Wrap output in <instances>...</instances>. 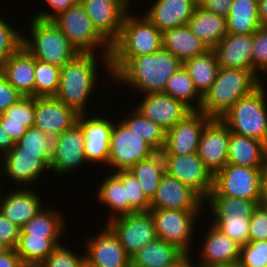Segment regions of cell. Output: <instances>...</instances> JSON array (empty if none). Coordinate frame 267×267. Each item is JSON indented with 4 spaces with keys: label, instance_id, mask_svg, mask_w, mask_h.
<instances>
[{
    "label": "cell",
    "instance_id": "6da1fadb",
    "mask_svg": "<svg viewBox=\"0 0 267 267\" xmlns=\"http://www.w3.org/2000/svg\"><path fill=\"white\" fill-rule=\"evenodd\" d=\"M111 82L134 89L135 94L164 93L166 83L183 63L161 48L149 55L109 57ZM138 93H137V92Z\"/></svg>",
    "mask_w": 267,
    "mask_h": 267
},
{
    "label": "cell",
    "instance_id": "7a4b0ae2",
    "mask_svg": "<svg viewBox=\"0 0 267 267\" xmlns=\"http://www.w3.org/2000/svg\"><path fill=\"white\" fill-rule=\"evenodd\" d=\"M101 62V63H100ZM105 68L107 79L112 78L108 55L78 53L60 70L59 89L55 97L78 114H87V105L96 91L101 74L98 65ZM90 98V99H89Z\"/></svg>",
    "mask_w": 267,
    "mask_h": 267
},
{
    "label": "cell",
    "instance_id": "3957f363",
    "mask_svg": "<svg viewBox=\"0 0 267 267\" xmlns=\"http://www.w3.org/2000/svg\"><path fill=\"white\" fill-rule=\"evenodd\" d=\"M259 86L260 79L250 70L220 67L215 81L202 97L199 111L211 118H220Z\"/></svg>",
    "mask_w": 267,
    "mask_h": 267
},
{
    "label": "cell",
    "instance_id": "277c9868",
    "mask_svg": "<svg viewBox=\"0 0 267 267\" xmlns=\"http://www.w3.org/2000/svg\"><path fill=\"white\" fill-rule=\"evenodd\" d=\"M265 76L260 86L240 98L220 119L231 132L260 140L267 146V91Z\"/></svg>",
    "mask_w": 267,
    "mask_h": 267
},
{
    "label": "cell",
    "instance_id": "5b68a950",
    "mask_svg": "<svg viewBox=\"0 0 267 267\" xmlns=\"http://www.w3.org/2000/svg\"><path fill=\"white\" fill-rule=\"evenodd\" d=\"M30 32L23 33L22 46L35 58L62 68L78 52L69 43L64 33L51 21L32 17Z\"/></svg>",
    "mask_w": 267,
    "mask_h": 267
},
{
    "label": "cell",
    "instance_id": "8992f818",
    "mask_svg": "<svg viewBox=\"0 0 267 267\" xmlns=\"http://www.w3.org/2000/svg\"><path fill=\"white\" fill-rule=\"evenodd\" d=\"M131 12L126 14L119 37L111 44L110 57L149 55L162 48V33L143 14Z\"/></svg>",
    "mask_w": 267,
    "mask_h": 267
},
{
    "label": "cell",
    "instance_id": "52a82bcc",
    "mask_svg": "<svg viewBox=\"0 0 267 267\" xmlns=\"http://www.w3.org/2000/svg\"><path fill=\"white\" fill-rule=\"evenodd\" d=\"M51 21L64 33L78 53H94L110 57L111 44L93 26L80 1L60 12Z\"/></svg>",
    "mask_w": 267,
    "mask_h": 267
},
{
    "label": "cell",
    "instance_id": "ba28073f",
    "mask_svg": "<svg viewBox=\"0 0 267 267\" xmlns=\"http://www.w3.org/2000/svg\"><path fill=\"white\" fill-rule=\"evenodd\" d=\"M204 210L150 209L159 239L177 246L186 255L193 252L191 244ZM199 218V219H198ZM193 239V240H192ZM191 250V251H190ZM190 251V252H189Z\"/></svg>",
    "mask_w": 267,
    "mask_h": 267
},
{
    "label": "cell",
    "instance_id": "9c48e42d",
    "mask_svg": "<svg viewBox=\"0 0 267 267\" xmlns=\"http://www.w3.org/2000/svg\"><path fill=\"white\" fill-rule=\"evenodd\" d=\"M120 118L118 122L114 120L111 131L108 168H106L110 172L129 170L134 164L156 153L148 143L131 132Z\"/></svg>",
    "mask_w": 267,
    "mask_h": 267
},
{
    "label": "cell",
    "instance_id": "30bf717a",
    "mask_svg": "<svg viewBox=\"0 0 267 267\" xmlns=\"http://www.w3.org/2000/svg\"><path fill=\"white\" fill-rule=\"evenodd\" d=\"M261 169L226 164L214 175L213 189L222 196L248 199L259 204Z\"/></svg>",
    "mask_w": 267,
    "mask_h": 267
},
{
    "label": "cell",
    "instance_id": "8fae6325",
    "mask_svg": "<svg viewBox=\"0 0 267 267\" xmlns=\"http://www.w3.org/2000/svg\"><path fill=\"white\" fill-rule=\"evenodd\" d=\"M105 224L114 232L130 257L144 245L158 238L149 211L119 216Z\"/></svg>",
    "mask_w": 267,
    "mask_h": 267
},
{
    "label": "cell",
    "instance_id": "7c38bea8",
    "mask_svg": "<svg viewBox=\"0 0 267 267\" xmlns=\"http://www.w3.org/2000/svg\"><path fill=\"white\" fill-rule=\"evenodd\" d=\"M165 172L195 190L204 200L214 185V175L198 153L187 155H162Z\"/></svg>",
    "mask_w": 267,
    "mask_h": 267
},
{
    "label": "cell",
    "instance_id": "4fadbf2b",
    "mask_svg": "<svg viewBox=\"0 0 267 267\" xmlns=\"http://www.w3.org/2000/svg\"><path fill=\"white\" fill-rule=\"evenodd\" d=\"M84 146V132L78 123L54 137L53 155L49 165L50 172L56 173L58 176L60 174L61 177L70 172L73 173L82 165H88Z\"/></svg>",
    "mask_w": 267,
    "mask_h": 267
},
{
    "label": "cell",
    "instance_id": "5bb4252c",
    "mask_svg": "<svg viewBox=\"0 0 267 267\" xmlns=\"http://www.w3.org/2000/svg\"><path fill=\"white\" fill-rule=\"evenodd\" d=\"M79 114L77 123L81 126L85 136V158L88 163L108 166L110 153V139L113 128V119L106 115ZM105 116V117H103Z\"/></svg>",
    "mask_w": 267,
    "mask_h": 267
},
{
    "label": "cell",
    "instance_id": "9a60e30c",
    "mask_svg": "<svg viewBox=\"0 0 267 267\" xmlns=\"http://www.w3.org/2000/svg\"><path fill=\"white\" fill-rule=\"evenodd\" d=\"M212 119L201 111H192L166 131V142L161 154L187 155L196 153L202 132Z\"/></svg>",
    "mask_w": 267,
    "mask_h": 267
},
{
    "label": "cell",
    "instance_id": "2e32d148",
    "mask_svg": "<svg viewBox=\"0 0 267 267\" xmlns=\"http://www.w3.org/2000/svg\"><path fill=\"white\" fill-rule=\"evenodd\" d=\"M96 30L112 44L120 34L126 14L131 10L125 0H79Z\"/></svg>",
    "mask_w": 267,
    "mask_h": 267
},
{
    "label": "cell",
    "instance_id": "e0dca14e",
    "mask_svg": "<svg viewBox=\"0 0 267 267\" xmlns=\"http://www.w3.org/2000/svg\"><path fill=\"white\" fill-rule=\"evenodd\" d=\"M84 240L85 258L97 267H131V258L114 232L104 223L102 229Z\"/></svg>",
    "mask_w": 267,
    "mask_h": 267
},
{
    "label": "cell",
    "instance_id": "ac0fdd59",
    "mask_svg": "<svg viewBox=\"0 0 267 267\" xmlns=\"http://www.w3.org/2000/svg\"><path fill=\"white\" fill-rule=\"evenodd\" d=\"M51 159L50 154L6 153L3 155V173L10 183L17 184V188L21 185L31 188L38 183L41 175L50 171Z\"/></svg>",
    "mask_w": 267,
    "mask_h": 267
},
{
    "label": "cell",
    "instance_id": "d6986e66",
    "mask_svg": "<svg viewBox=\"0 0 267 267\" xmlns=\"http://www.w3.org/2000/svg\"><path fill=\"white\" fill-rule=\"evenodd\" d=\"M205 200L191 187L165 173L150 209L205 210Z\"/></svg>",
    "mask_w": 267,
    "mask_h": 267
},
{
    "label": "cell",
    "instance_id": "ffe728a7",
    "mask_svg": "<svg viewBox=\"0 0 267 267\" xmlns=\"http://www.w3.org/2000/svg\"><path fill=\"white\" fill-rule=\"evenodd\" d=\"M206 236L199 247L197 263L193 267L233 265L239 262L240 247L236 241L222 233L212 223L207 226Z\"/></svg>",
    "mask_w": 267,
    "mask_h": 267
},
{
    "label": "cell",
    "instance_id": "44dd1931",
    "mask_svg": "<svg viewBox=\"0 0 267 267\" xmlns=\"http://www.w3.org/2000/svg\"><path fill=\"white\" fill-rule=\"evenodd\" d=\"M79 114L55 96L35 97L34 126L56 137L73 127Z\"/></svg>",
    "mask_w": 267,
    "mask_h": 267
},
{
    "label": "cell",
    "instance_id": "7402d4cb",
    "mask_svg": "<svg viewBox=\"0 0 267 267\" xmlns=\"http://www.w3.org/2000/svg\"><path fill=\"white\" fill-rule=\"evenodd\" d=\"M140 98L134 108L166 131L192 112L184 103L165 93L141 94Z\"/></svg>",
    "mask_w": 267,
    "mask_h": 267
},
{
    "label": "cell",
    "instance_id": "603a6c76",
    "mask_svg": "<svg viewBox=\"0 0 267 267\" xmlns=\"http://www.w3.org/2000/svg\"><path fill=\"white\" fill-rule=\"evenodd\" d=\"M230 134L220 118H213L202 132L197 153L213 175L227 164Z\"/></svg>",
    "mask_w": 267,
    "mask_h": 267
},
{
    "label": "cell",
    "instance_id": "cb8c5ba5",
    "mask_svg": "<svg viewBox=\"0 0 267 267\" xmlns=\"http://www.w3.org/2000/svg\"><path fill=\"white\" fill-rule=\"evenodd\" d=\"M33 189L32 187H16L7 193L4 189L0 190V212L20 228L45 206L40 194L36 190L34 192ZM2 190L5 191L4 194Z\"/></svg>",
    "mask_w": 267,
    "mask_h": 267
},
{
    "label": "cell",
    "instance_id": "d4e9b609",
    "mask_svg": "<svg viewBox=\"0 0 267 267\" xmlns=\"http://www.w3.org/2000/svg\"><path fill=\"white\" fill-rule=\"evenodd\" d=\"M143 13L161 32L185 25L197 7V0H155Z\"/></svg>",
    "mask_w": 267,
    "mask_h": 267
},
{
    "label": "cell",
    "instance_id": "484cf974",
    "mask_svg": "<svg viewBox=\"0 0 267 267\" xmlns=\"http://www.w3.org/2000/svg\"><path fill=\"white\" fill-rule=\"evenodd\" d=\"M253 34L227 33L222 41L217 44L215 51L221 68H234L250 70L252 66Z\"/></svg>",
    "mask_w": 267,
    "mask_h": 267
},
{
    "label": "cell",
    "instance_id": "4316f807",
    "mask_svg": "<svg viewBox=\"0 0 267 267\" xmlns=\"http://www.w3.org/2000/svg\"><path fill=\"white\" fill-rule=\"evenodd\" d=\"M1 72L23 96L35 97V58L23 46L10 56Z\"/></svg>",
    "mask_w": 267,
    "mask_h": 267
},
{
    "label": "cell",
    "instance_id": "83f0119b",
    "mask_svg": "<svg viewBox=\"0 0 267 267\" xmlns=\"http://www.w3.org/2000/svg\"><path fill=\"white\" fill-rule=\"evenodd\" d=\"M267 160V146L260 140L231 132L227 164L263 168Z\"/></svg>",
    "mask_w": 267,
    "mask_h": 267
},
{
    "label": "cell",
    "instance_id": "f1b7e54d",
    "mask_svg": "<svg viewBox=\"0 0 267 267\" xmlns=\"http://www.w3.org/2000/svg\"><path fill=\"white\" fill-rule=\"evenodd\" d=\"M187 25L208 49H213L227 35L226 17L198 5Z\"/></svg>",
    "mask_w": 267,
    "mask_h": 267
},
{
    "label": "cell",
    "instance_id": "f546056e",
    "mask_svg": "<svg viewBox=\"0 0 267 267\" xmlns=\"http://www.w3.org/2000/svg\"><path fill=\"white\" fill-rule=\"evenodd\" d=\"M185 255L177 246L157 238L130 257L131 267H170Z\"/></svg>",
    "mask_w": 267,
    "mask_h": 267
},
{
    "label": "cell",
    "instance_id": "4dcf8cb0",
    "mask_svg": "<svg viewBox=\"0 0 267 267\" xmlns=\"http://www.w3.org/2000/svg\"><path fill=\"white\" fill-rule=\"evenodd\" d=\"M162 48L182 63L208 50L204 43L191 32L187 24L163 32Z\"/></svg>",
    "mask_w": 267,
    "mask_h": 267
},
{
    "label": "cell",
    "instance_id": "1f68e13d",
    "mask_svg": "<svg viewBox=\"0 0 267 267\" xmlns=\"http://www.w3.org/2000/svg\"><path fill=\"white\" fill-rule=\"evenodd\" d=\"M204 205H207V208L209 206L213 219H244L251 217L258 203L243 198L222 196L212 189Z\"/></svg>",
    "mask_w": 267,
    "mask_h": 267
},
{
    "label": "cell",
    "instance_id": "d6a6232c",
    "mask_svg": "<svg viewBox=\"0 0 267 267\" xmlns=\"http://www.w3.org/2000/svg\"><path fill=\"white\" fill-rule=\"evenodd\" d=\"M183 66L192 79L195 89L202 97L215 81L220 68L213 49H208L202 55L184 61Z\"/></svg>",
    "mask_w": 267,
    "mask_h": 267
},
{
    "label": "cell",
    "instance_id": "836d02e7",
    "mask_svg": "<svg viewBox=\"0 0 267 267\" xmlns=\"http://www.w3.org/2000/svg\"><path fill=\"white\" fill-rule=\"evenodd\" d=\"M61 241V238L20 234L15 250L25 267H38L58 245L63 243Z\"/></svg>",
    "mask_w": 267,
    "mask_h": 267
},
{
    "label": "cell",
    "instance_id": "e575fe53",
    "mask_svg": "<svg viewBox=\"0 0 267 267\" xmlns=\"http://www.w3.org/2000/svg\"><path fill=\"white\" fill-rule=\"evenodd\" d=\"M105 177L96 187L95 200L108 207L110 215L106 218L108 220L104 221L106 223L113 218L128 215V200L122 182L111 172Z\"/></svg>",
    "mask_w": 267,
    "mask_h": 267
},
{
    "label": "cell",
    "instance_id": "d590c367",
    "mask_svg": "<svg viewBox=\"0 0 267 267\" xmlns=\"http://www.w3.org/2000/svg\"><path fill=\"white\" fill-rule=\"evenodd\" d=\"M227 33L254 34L261 27L258 0H234L226 17Z\"/></svg>",
    "mask_w": 267,
    "mask_h": 267
},
{
    "label": "cell",
    "instance_id": "8d00e7d4",
    "mask_svg": "<svg viewBox=\"0 0 267 267\" xmlns=\"http://www.w3.org/2000/svg\"><path fill=\"white\" fill-rule=\"evenodd\" d=\"M57 209L44 206L29 222L21 228V234L44 236L45 238H64L67 229L65 217ZM66 228V229H65Z\"/></svg>",
    "mask_w": 267,
    "mask_h": 267
},
{
    "label": "cell",
    "instance_id": "74e56055",
    "mask_svg": "<svg viewBox=\"0 0 267 267\" xmlns=\"http://www.w3.org/2000/svg\"><path fill=\"white\" fill-rule=\"evenodd\" d=\"M140 183L146 197L151 201L165 172V162L161 152L134 164L129 170Z\"/></svg>",
    "mask_w": 267,
    "mask_h": 267
},
{
    "label": "cell",
    "instance_id": "f35d334b",
    "mask_svg": "<svg viewBox=\"0 0 267 267\" xmlns=\"http://www.w3.org/2000/svg\"><path fill=\"white\" fill-rule=\"evenodd\" d=\"M125 118L120 119L131 132L137 134L156 152L164 149L166 130L152 120L144 117L137 109L130 108Z\"/></svg>",
    "mask_w": 267,
    "mask_h": 267
},
{
    "label": "cell",
    "instance_id": "ab89813d",
    "mask_svg": "<svg viewBox=\"0 0 267 267\" xmlns=\"http://www.w3.org/2000/svg\"><path fill=\"white\" fill-rule=\"evenodd\" d=\"M164 93L181 101L192 111L200 110L202 96L195 89L193 81L184 66L170 76Z\"/></svg>",
    "mask_w": 267,
    "mask_h": 267
},
{
    "label": "cell",
    "instance_id": "60d3db41",
    "mask_svg": "<svg viewBox=\"0 0 267 267\" xmlns=\"http://www.w3.org/2000/svg\"><path fill=\"white\" fill-rule=\"evenodd\" d=\"M54 137L32 126L15 143L8 153H30L53 155Z\"/></svg>",
    "mask_w": 267,
    "mask_h": 267
},
{
    "label": "cell",
    "instance_id": "b9f144b4",
    "mask_svg": "<svg viewBox=\"0 0 267 267\" xmlns=\"http://www.w3.org/2000/svg\"><path fill=\"white\" fill-rule=\"evenodd\" d=\"M125 187L126 200H128V214L147 212L150 210V200L146 197L137 178L128 170L112 172Z\"/></svg>",
    "mask_w": 267,
    "mask_h": 267
},
{
    "label": "cell",
    "instance_id": "7bdbcfd3",
    "mask_svg": "<svg viewBox=\"0 0 267 267\" xmlns=\"http://www.w3.org/2000/svg\"><path fill=\"white\" fill-rule=\"evenodd\" d=\"M60 70L61 68L35 59V97L55 96L59 89Z\"/></svg>",
    "mask_w": 267,
    "mask_h": 267
},
{
    "label": "cell",
    "instance_id": "ee69618b",
    "mask_svg": "<svg viewBox=\"0 0 267 267\" xmlns=\"http://www.w3.org/2000/svg\"><path fill=\"white\" fill-rule=\"evenodd\" d=\"M0 15V71L10 56L15 53L23 42V34L16 26L10 24Z\"/></svg>",
    "mask_w": 267,
    "mask_h": 267
},
{
    "label": "cell",
    "instance_id": "f6af8a7d",
    "mask_svg": "<svg viewBox=\"0 0 267 267\" xmlns=\"http://www.w3.org/2000/svg\"><path fill=\"white\" fill-rule=\"evenodd\" d=\"M3 114L6 116V123L23 124L27 128L34 126L35 97L23 96Z\"/></svg>",
    "mask_w": 267,
    "mask_h": 267
},
{
    "label": "cell",
    "instance_id": "bcb514c9",
    "mask_svg": "<svg viewBox=\"0 0 267 267\" xmlns=\"http://www.w3.org/2000/svg\"><path fill=\"white\" fill-rule=\"evenodd\" d=\"M251 55L253 73L260 79L267 71V26L254 32Z\"/></svg>",
    "mask_w": 267,
    "mask_h": 267
},
{
    "label": "cell",
    "instance_id": "7dc6e473",
    "mask_svg": "<svg viewBox=\"0 0 267 267\" xmlns=\"http://www.w3.org/2000/svg\"><path fill=\"white\" fill-rule=\"evenodd\" d=\"M251 217L244 219H212V223L222 233L240 245L249 242V223Z\"/></svg>",
    "mask_w": 267,
    "mask_h": 267
},
{
    "label": "cell",
    "instance_id": "c3c4849f",
    "mask_svg": "<svg viewBox=\"0 0 267 267\" xmlns=\"http://www.w3.org/2000/svg\"><path fill=\"white\" fill-rule=\"evenodd\" d=\"M238 264L240 267H267V240L241 245Z\"/></svg>",
    "mask_w": 267,
    "mask_h": 267
},
{
    "label": "cell",
    "instance_id": "681fc988",
    "mask_svg": "<svg viewBox=\"0 0 267 267\" xmlns=\"http://www.w3.org/2000/svg\"><path fill=\"white\" fill-rule=\"evenodd\" d=\"M67 244L58 245L38 267H80L85 253H76Z\"/></svg>",
    "mask_w": 267,
    "mask_h": 267
},
{
    "label": "cell",
    "instance_id": "f907efd6",
    "mask_svg": "<svg viewBox=\"0 0 267 267\" xmlns=\"http://www.w3.org/2000/svg\"><path fill=\"white\" fill-rule=\"evenodd\" d=\"M267 240V207L258 204L249 223V242Z\"/></svg>",
    "mask_w": 267,
    "mask_h": 267
},
{
    "label": "cell",
    "instance_id": "816d5d0a",
    "mask_svg": "<svg viewBox=\"0 0 267 267\" xmlns=\"http://www.w3.org/2000/svg\"><path fill=\"white\" fill-rule=\"evenodd\" d=\"M20 234L21 228L18 225L13 224L0 212V241L9 249H15Z\"/></svg>",
    "mask_w": 267,
    "mask_h": 267
},
{
    "label": "cell",
    "instance_id": "f5cc1de1",
    "mask_svg": "<svg viewBox=\"0 0 267 267\" xmlns=\"http://www.w3.org/2000/svg\"><path fill=\"white\" fill-rule=\"evenodd\" d=\"M22 97L23 95L6 80L4 74L0 71V115Z\"/></svg>",
    "mask_w": 267,
    "mask_h": 267
},
{
    "label": "cell",
    "instance_id": "db71d44e",
    "mask_svg": "<svg viewBox=\"0 0 267 267\" xmlns=\"http://www.w3.org/2000/svg\"><path fill=\"white\" fill-rule=\"evenodd\" d=\"M45 5L49 6L50 10L40 11L33 15L34 18L40 20H52L60 12L67 10L68 8L74 6L79 0H44ZM47 4V5H46Z\"/></svg>",
    "mask_w": 267,
    "mask_h": 267
},
{
    "label": "cell",
    "instance_id": "11a10c76",
    "mask_svg": "<svg viewBox=\"0 0 267 267\" xmlns=\"http://www.w3.org/2000/svg\"><path fill=\"white\" fill-rule=\"evenodd\" d=\"M234 0H197V5L215 14L228 16Z\"/></svg>",
    "mask_w": 267,
    "mask_h": 267
},
{
    "label": "cell",
    "instance_id": "9f6ffc18",
    "mask_svg": "<svg viewBox=\"0 0 267 267\" xmlns=\"http://www.w3.org/2000/svg\"><path fill=\"white\" fill-rule=\"evenodd\" d=\"M1 126L6 130L14 143H16L28 129L23 124L6 123V116L4 114H1Z\"/></svg>",
    "mask_w": 267,
    "mask_h": 267
},
{
    "label": "cell",
    "instance_id": "6f0895ef",
    "mask_svg": "<svg viewBox=\"0 0 267 267\" xmlns=\"http://www.w3.org/2000/svg\"><path fill=\"white\" fill-rule=\"evenodd\" d=\"M0 267H25L15 249L0 253Z\"/></svg>",
    "mask_w": 267,
    "mask_h": 267
},
{
    "label": "cell",
    "instance_id": "680465c9",
    "mask_svg": "<svg viewBox=\"0 0 267 267\" xmlns=\"http://www.w3.org/2000/svg\"><path fill=\"white\" fill-rule=\"evenodd\" d=\"M14 145L15 143L9 137V134L1 126V115H0V153L3 155L8 153Z\"/></svg>",
    "mask_w": 267,
    "mask_h": 267
},
{
    "label": "cell",
    "instance_id": "91938a15",
    "mask_svg": "<svg viewBox=\"0 0 267 267\" xmlns=\"http://www.w3.org/2000/svg\"><path fill=\"white\" fill-rule=\"evenodd\" d=\"M259 204L267 207V160L261 169V193Z\"/></svg>",
    "mask_w": 267,
    "mask_h": 267
},
{
    "label": "cell",
    "instance_id": "94428289",
    "mask_svg": "<svg viewBox=\"0 0 267 267\" xmlns=\"http://www.w3.org/2000/svg\"><path fill=\"white\" fill-rule=\"evenodd\" d=\"M258 17L262 26H267V0L258 1Z\"/></svg>",
    "mask_w": 267,
    "mask_h": 267
},
{
    "label": "cell",
    "instance_id": "6125c7cd",
    "mask_svg": "<svg viewBox=\"0 0 267 267\" xmlns=\"http://www.w3.org/2000/svg\"><path fill=\"white\" fill-rule=\"evenodd\" d=\"M190 255H185L176 265L170 267H193V260Z\"/></svg>",
    "mask_w": 267,
    "mask_h": 267
},
{
    "label": "cell",
    "instance_id": "be15d7a7",
    "mask_svg": "<svg viewBox=\"0 0 267 267\" xmlns=\"http://www.w3.org/2000/svg\"><path fill=\"white\" fill-rule=\"evenodd\" d=\"M4 172L3 170V154L0 153V182H2L1 180H3L4 178H2V176L4 177ZM2 183H0V190L2 189Z\"/></svg>",
    "mask_w": 267,
    "mask_h": 267
},
{
    "label": "cell",
    "instance_id": "e7e4bbea",
    "mask_svg": "<svg viewBox=\"0 0 267 267\" xmlns=\"http://www.w3.org/2000/svg\"><path fill=\"white\" fill-rule=\"evenodd\" d=\"M80 267H97L95 264L87 260L86 258L83 259Z\"/></svg>",
    "mask_w": 267,
    "mask_h": 267
},
{
    "label": "cell",
    "instance_id": "03108f58",
    "mask_svg": "<svg viewBox=\"0 0 267 267\" xmlns=\"http://www.w3.org/2000/svg\"><path fill=\"white\" fill-rule=\"evenodd\" d=\"M9 248L0 241V253L8 250Z\"/></svg>",
    "mask_w": 267,
    "mask_h": 267
},
{
    "label": "cell",
    "instance_id": "003e7915",
    "mask_svg": "<svg viewBox=\"0 0 267 267\" xmlns=\"http://www.w3.org/2000/svg\"><path fill=\"white\" fill-rule=\"evenodd\" d=\"M213 267H240V265L237 263L233 265H221V266H213Z\"/></svg>",
    "mask_w": 267,
    "mask_h": 267
},
{
    "label": "cell",
    "instance_id": "a7ac6f4b",
    "mask_svg": "<svg viewBox=\"0 0 267 267\" xmlns=\"http://www.w3.org/2000/svg\"><path fill=\"white\" fill-rule=\"evenodd\" d=\"M130 6L132 5L131 3H133L134 1L136 2L137 0H125Z\"/></svg>",
    "mask_w": 267,
    "mask_h": 267
}]
</instances>
